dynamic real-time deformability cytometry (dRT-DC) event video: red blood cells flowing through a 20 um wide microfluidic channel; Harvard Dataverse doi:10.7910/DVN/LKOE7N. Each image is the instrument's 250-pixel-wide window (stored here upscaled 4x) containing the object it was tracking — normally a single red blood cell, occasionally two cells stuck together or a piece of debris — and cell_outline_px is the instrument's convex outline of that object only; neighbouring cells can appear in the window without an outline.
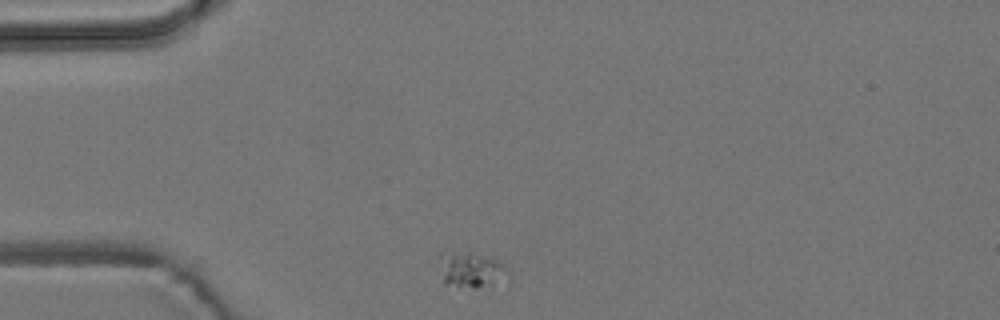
{"species": "common noctule bat (a hibernating species)", "species_latin": "Nyctalus noctula", "temperature_condition": "room temperature", "stored_images_in_passage": 3, "camera_frame_rate_fps": 3000, "um_per_image_px": 0.085, "animal": {"sex": "male", "body_mass_g": 19.2, "forearm_length_mm": 51.8}, "frame": {"image": 1, "passage_image": 1, "time_ms": 0.0, "image_size_px": [1000, 320], "cell_outline_px": [[508, 272], [476, 288], [472, 288], [444, 284], [440, 256], [440, 252], [468, 252], [492, 256], [504, 264], [508, 268]], "centroid_in_image_um": [39.96, 22.86], "position_along_channel_um": 45.0, "area_um2": 13.47}}